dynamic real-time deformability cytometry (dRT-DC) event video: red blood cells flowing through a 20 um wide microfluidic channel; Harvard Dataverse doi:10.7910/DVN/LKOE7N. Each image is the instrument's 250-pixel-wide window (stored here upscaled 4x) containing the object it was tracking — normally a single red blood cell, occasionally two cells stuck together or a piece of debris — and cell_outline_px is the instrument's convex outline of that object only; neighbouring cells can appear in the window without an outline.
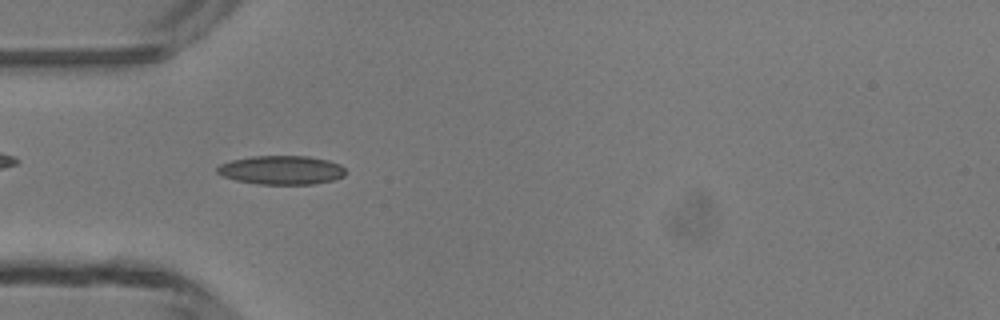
{"species": "common noctule bat (a hibernating species)", "species_latin": "Nyctalus noctula", "temperature_condition": "room temperature", "stored_images_in_passage": 7, "camera_frame_rate_fps": 3000, "um_per_image_px": 0.085, "animal": {"sex": "male", "body_mass_g": 13.3}, "frame": {"image": 1, "passage_image": 5, "time_ms": 4.667, "image_size_px": [1000, 320], "cell_outline_px": [[344, 176], [332, 180], [312, 184], [260, 184], [236, 180], [224, 176], [216, 172], [216, 168], [220, 164], [232, 160], [252, 156], [308, 156], [328, 160], [340, 164], [344, 168]], "centroid_in_image_um": [23.92, 14.45], "position_along_channel_um": 61.1, "area_um2": 21.44}}
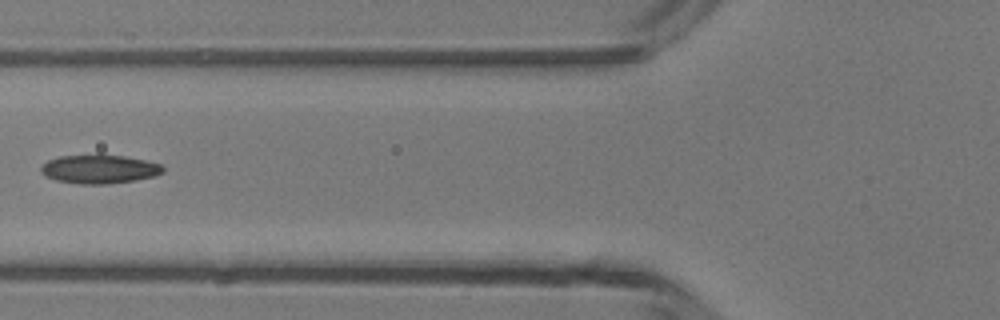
{"frame": {"image": 2, "passage_image": 6, "time_ms": 6.0, "image_size_px": [1000, 320], "cell_outline_px": [[164, 172], [152, 176], [136, 180], [108, 184], [80, 184], [56, 180], [44, 176], [40, 172], [40, 168], [48, 160], [60, 156], [124, 156], [144, 160], [160, 164], [164, 168]], "centroid_in_image_um": [8.43, 14.4], "position_along_channel_um": 117.4, "area_um2": 20.06}}
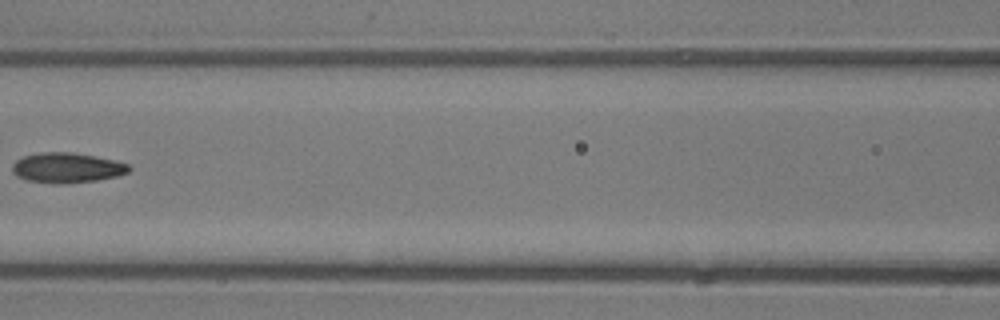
{"frame": {"image": 3, "passage_image": 7, "time_ms": 7.0, "image_size_px": [1000, 320], "cell_outline_px": [[132, 168], [128, 172], [116, 176], [96, 180], [64, 184], [52, 184], [28, 180], [16, 176], [12, 172], [12, 164], [16, 160], [24, 156], [40, 152], [72, 152], [112, 160], [128, 164]], "centroid_in_image_um": [5.65, 14.27], "position_along_channel_um": 161.0, "area_um2": 20.4}}